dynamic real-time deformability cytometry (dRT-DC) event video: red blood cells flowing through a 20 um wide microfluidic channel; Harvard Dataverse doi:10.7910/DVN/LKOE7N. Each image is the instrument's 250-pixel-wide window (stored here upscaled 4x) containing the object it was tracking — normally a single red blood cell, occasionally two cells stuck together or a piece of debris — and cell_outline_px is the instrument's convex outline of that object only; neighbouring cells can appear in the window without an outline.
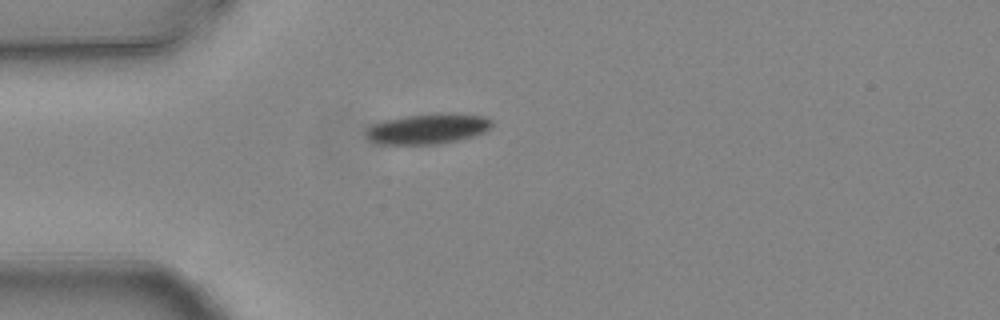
{"species": "common noctule bat (a hibernating species)", "species_latin": "Nyctalus noctula", "temperature_condition": "warm", "stored_images_in_passage": 2, "camera_frame_rate_fps": 3000, "um_per_image_px": 0.085, "animal": {"sex": "female", "body_mass_g": 24.6, "forearm_length_mm": 56.2}, "frame": {"image": 1, "passage_image": 1, "time_ms": 0.0, "image_size_px": [1000, 320], "cell_outline_px": [[492, 128], [484, 132], [460, 140], [440, 144], [376, 144], [368, 140], [364, 136], [364, 132], [372, 124], [384, 120], [408, 116], [452, 112], [484, 116], [492, 120]], "centroid_in_image_um": [36.35, 10.95], "position_along_channel_um": 48.6, "area_um2": 22.54}}